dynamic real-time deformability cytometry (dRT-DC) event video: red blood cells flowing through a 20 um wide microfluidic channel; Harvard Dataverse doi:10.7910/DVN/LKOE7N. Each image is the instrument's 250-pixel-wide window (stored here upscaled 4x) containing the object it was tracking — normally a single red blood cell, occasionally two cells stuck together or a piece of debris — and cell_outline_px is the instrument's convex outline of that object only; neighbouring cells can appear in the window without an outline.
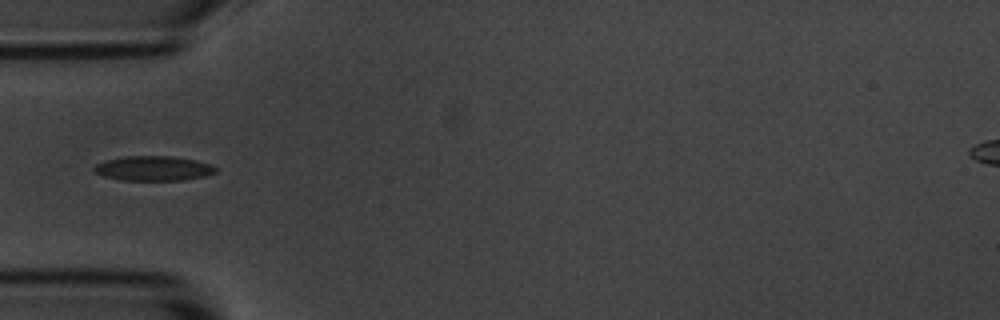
{"species": "common noctule bat (a hibernating species)", "species_latin": "Nyctalus noctula", "temperature_condition": "room temperature", "stored_images_in_passage": 5, "camera_frame_rate_fps": 3000, "um_per_image_px": 0.085, "animal": {"sex": "male", "body_mass_g": 20.1, "forearm_length_mm": 53.5}, "frame": {"image": 1, "passage_image": 2, "time_ms": 1.333, "image_size_px": [1000, 320], "cell_outline_px": [[216, 172], [204, 176], [184, 180], [120, 180], [104, 176], [96, 172], [92, 168], [96, 164], [104, 160], [124, 156], [172, 156], [196, 160], [208, 164], [216, 168]], "centroid_in_image_um": [13.01, 14.31], "position_along_channel_um": 72.0, "area_um2": 17.46}}
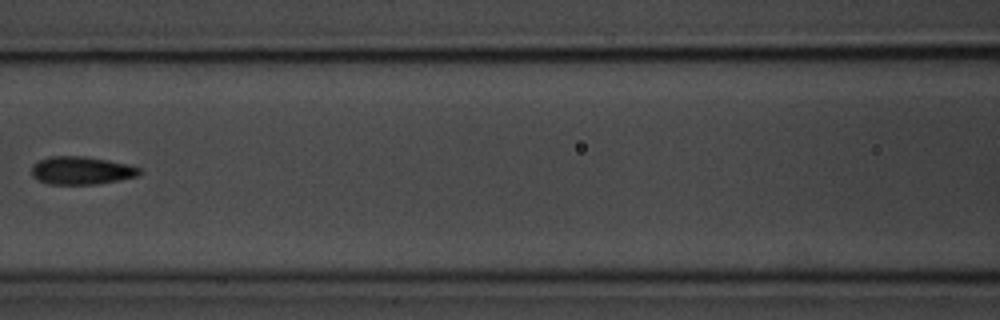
{"frame": {"image": 2, "passage_image": 4, "time_ms": 3.667, "image_size_px": [1000, 320], "cell_outline_px": [[144, 172], [140, 176], [120, 180], [96, 184], [48, 184], [32, 176], [32, 164], [48, 156], [84, 156], [108, 160], [128, 164], [140, 168]], "centroid_in_image_um": [6.96, 14.49], "position_along_channel_um": 159.6, "area_um2": 17.74}}
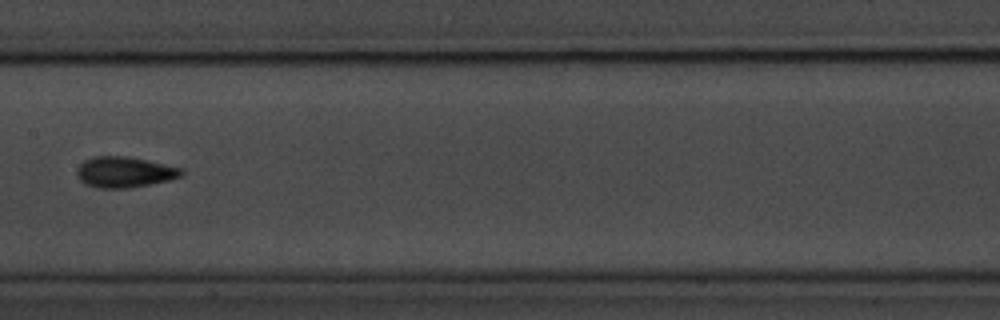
{"frame": {"image": 3, "passage_image": 5, "time_ms": 4.667, "image_size_px": [1000, 320], "cell_outline_px": [[184, 176], [168, 180], [128, 188], [96, 188], [84, 184], [76, 176], [76, 168], [84, 160], [92, 156], [128, 156], [180, 168], [184, 172]], "centroid_in_image_um": [10.52, 14.63], "position_along_channel_um": 196.9, "area_um2": 18.79}}